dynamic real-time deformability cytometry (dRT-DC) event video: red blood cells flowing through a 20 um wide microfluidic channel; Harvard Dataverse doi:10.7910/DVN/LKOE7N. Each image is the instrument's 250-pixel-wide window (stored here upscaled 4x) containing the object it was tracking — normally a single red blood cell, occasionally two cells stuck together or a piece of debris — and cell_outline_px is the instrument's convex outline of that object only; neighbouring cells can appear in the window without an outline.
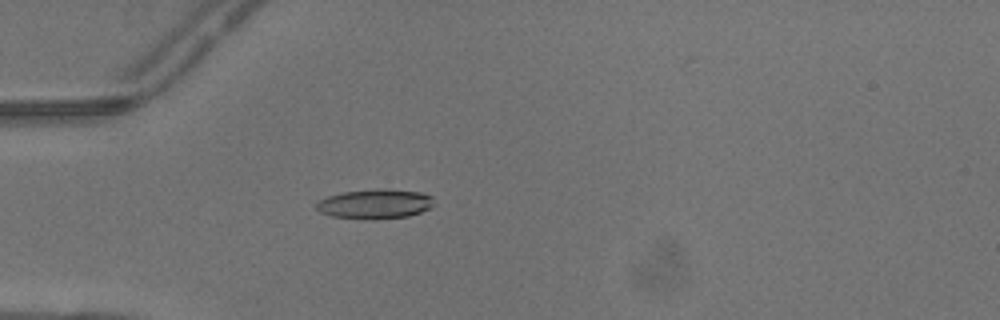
{"species": "common noctule bat (a hibernating species)", "species_latin": "Nyctalus noctula", "temperature_condition": "warm", "stored_images_in_passage": 4, "camera_frame_rate_fps": 3000, "um_per_image_px": 0.085, "animal": {"sex": "male", "body_mass_g": 13.3}, "frame": {"image": 1, "passage_image": 4, "time_ms": 1.0, "image_size_px": [1000, 320], "cell_outline_px": [[436, 204], [432, 208], [408, 216], [332, 216], [320, 212], [316, 208], [316, 204], [320, 200], [328, 196], [344, 192], [384, 188], [420, 192], [432, 196]], "centroid_in_image_um": [31.95, 17.27], "position_along_channel_um": 53.0, "area_um2": 19.31}}